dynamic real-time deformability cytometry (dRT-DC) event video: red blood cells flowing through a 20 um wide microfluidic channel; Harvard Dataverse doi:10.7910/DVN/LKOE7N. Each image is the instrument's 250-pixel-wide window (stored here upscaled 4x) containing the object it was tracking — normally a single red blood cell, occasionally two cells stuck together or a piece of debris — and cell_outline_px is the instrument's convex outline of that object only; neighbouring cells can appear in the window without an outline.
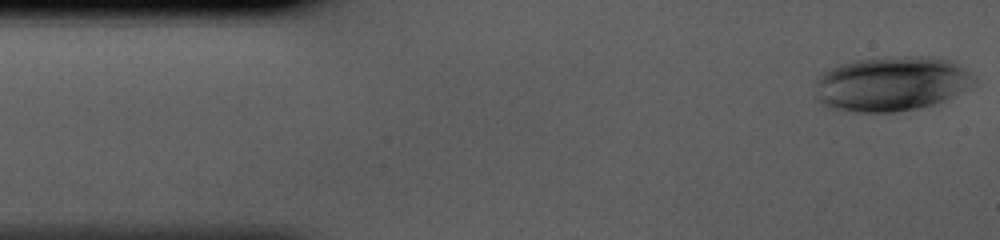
{"species": "human", "species_latin": "Homo sapiens", "temperature_condition": "cold", "stored_images_in_passage": 41, "camera_frame_rate_fps": 3000, "um_per_image_px": 0.085, "donor": {"sex": "male"}, "frame": {"image": 1, "passage_image": 1, "time_ms": 0.0, "image_size_px": [1000, 240], "cell_outline_px": [[976, 80], [968, 88], [944, 100], [920, 108], [892, 112], [852, 112], [824, 108], [816, 100], [816, 80], [824, 72], [836, 64], [856, 60], [884, 56], [940, 56], [964, 68]], "centroid_in_image_um": [75.7, 7.11], "position_along_channel_um": 9.3, "area_um2": 51.27}}
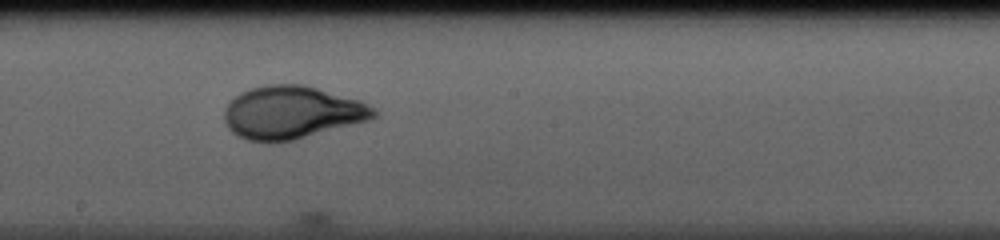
{"frame": {"image": 2, "passage_image": 22, "time_ms": 7.0, "image_size_px": [1000, 240], "cell_outline_px": [[380, 112], [372, 120], [292, 140], [248, 140], [236, 136], [228, 128], [224, 120], [224, 108], [240, 92], [252, 88], [268, 84], [304, 84], [360, 100], [376, 108]], "centroid_in_image_um": [24.85, 9.54], "position_along_channel_um": 223.3, "area_um2": 45.95}}
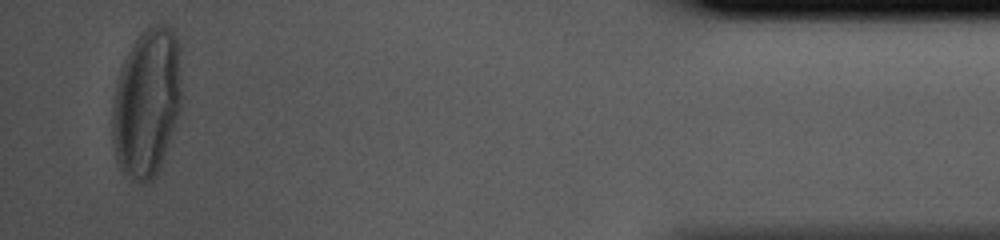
{"frame": {"image": 3, "passage_image": 40, "time_ms": 13.0, "image_size_px": [1000, 240], "cell_outline_px": [[180, 112], [160, 168], [156, 176], [148, 184], [140, 184], [124, 176], [116, 160], [112, 140], [112, 104], [116, 84], [124, 60], [132, 44], [140, 32], [152, 24], [172, 24], [180, 48]], "centroid_in_image_um": [12.48, 8.74], "position_along_channel_um": 422.7, "area_um2": 61.04}}